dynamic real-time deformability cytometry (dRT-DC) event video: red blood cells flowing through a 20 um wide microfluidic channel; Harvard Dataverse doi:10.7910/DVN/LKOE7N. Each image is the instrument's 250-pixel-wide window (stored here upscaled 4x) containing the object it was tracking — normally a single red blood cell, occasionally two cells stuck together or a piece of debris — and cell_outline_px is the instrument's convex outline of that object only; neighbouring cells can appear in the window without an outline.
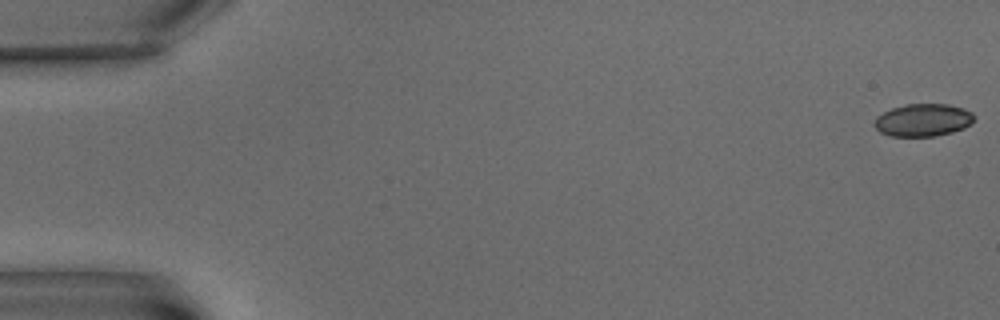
{"species": "common noctule bat (a hibernating species)", "species_latin": "Nyctalus noctula", "temperature_condition": "warm", "stored_images_in_passage": 8, "camera_frame_rate_fps": 3000, "um_per_image_px": 0.085, "animal": {"sex": "male", "body_mass_g": 15.6}, "frame": {"image": 1, "passage_image": 1, "time_ms": 0.0, "image_size_px": [1000, 320], "cell_outline_px": [[972, 120], [964, 128], [952, 132], [936, 136], [892, 136], [880, 132], [872, 124], [876, 116], [892, 108], [904, 104], [948, 104], [964, 108], [972, 112]], "centroid_in_image_um": [78.41, 10.2], "position_along_channel_um": 6.6, "area_um2": 18.9}}
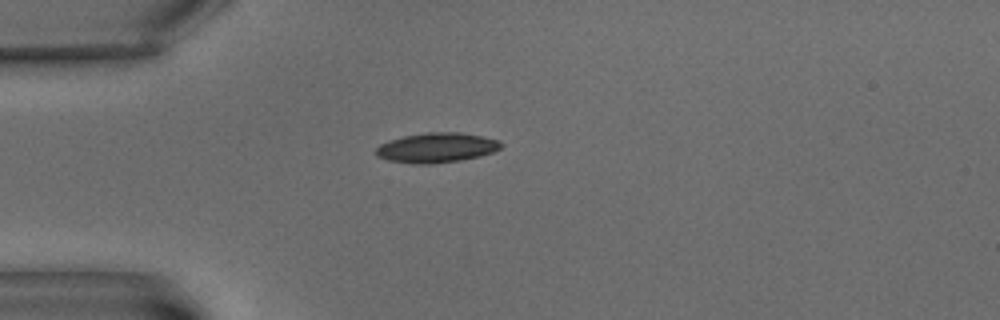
{"frame": {"image": 2, "passage_image": 6, "time_ms": 6.0, "image_size_px": [1000, 320], "cell_outline_px": [[504, 144], [500, 148], [492, 152], [480, 156], [460, 160], [432, 164], [412, 164], [388, 160], [376, 156], [372, 152], [380, 144], [404, 136], [424, 132], [460, 132], [500, 140]], "centroid_in_image_um": [37.09, 12.56], "position_along_channel_um": 47.9, "area_um2": 21.85}}
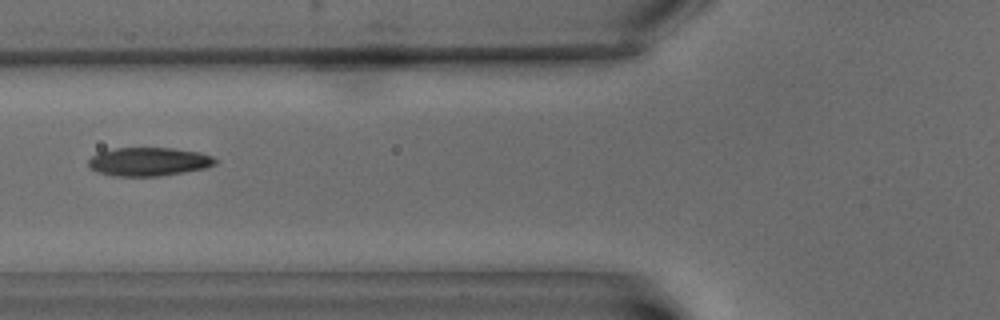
{"frame": {"image": 3, "passage_image": 8, "time_ms": 8.667, "image_size_px": [1000, 320], "cell_outline_px": [[216, 164], [204, 168], [184, 172], [160, 176], [116, 176], [96, 172], [88, 168], [88, 160], [92, 156], [100, 152], [116, 148], [172, 148], [200, 152], [212, 156], [216, 160]], "centroid_in_image_um": [12.62, 13.74], "position_along_channel_um": 113.2, "area_um2": 21.1}}